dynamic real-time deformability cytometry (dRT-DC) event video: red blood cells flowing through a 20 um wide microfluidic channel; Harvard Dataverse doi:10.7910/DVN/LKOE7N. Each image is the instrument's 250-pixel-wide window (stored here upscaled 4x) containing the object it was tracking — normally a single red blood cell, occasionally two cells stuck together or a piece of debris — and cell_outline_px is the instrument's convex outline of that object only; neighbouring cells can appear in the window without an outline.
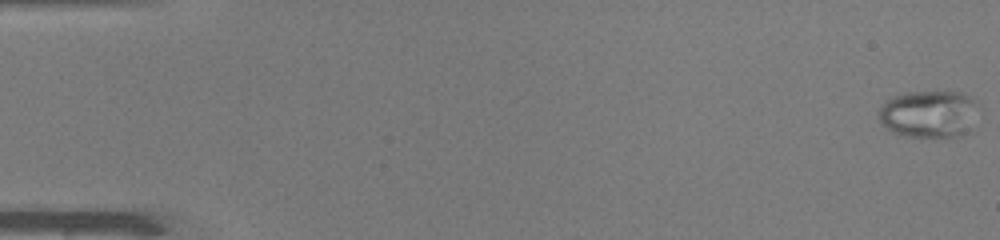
{"species": "common noctule bat (a hibernating species)", "species_latin": "Nyctalus noctula", "temperature_condition": "warm", "stored_images_in_passage": 14, "camera_frame_rate_fps": 3000, "um_per_image_px": 0.085, "animal": {"sex": "male", "body_mass_g": 19.0, "forearm_length_mm": 50.8}, "frame": {"image": 1, "passage_image": 1, "time_ms": 0.0, "image_size_px": [1000, 240], "cell_outline_px": [[976, 100], [964, 132], [960, 136], [908, 136], [892, 132], [880, 124], [880, 108], [888, 100], [904, 92], [964, 92], [972, 96]], "centroid_in_image_um": [78.86, 9.66], "position_along_channel_um": 6.1, "area_um2": 26.36}}
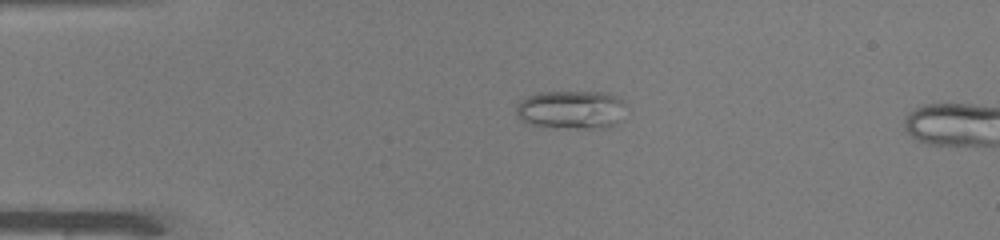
{"frame": {"image": 2, "passage_image": 12, "time_ms": 3.667, "image_size_px": [1000, 240], "cell_outline_px": [[620, 100], [616, 124], [604, 128], [576, 128], [532, 124], [520, 120], [516, 112], [516, 104], [520, 100], [528, 96], [540, 92], [608, 92], [620, 96]], "centroid_in_image_um": [48.46, 9.3], "position_along_channel_um": 36.5, "area_um2": 23.93}}